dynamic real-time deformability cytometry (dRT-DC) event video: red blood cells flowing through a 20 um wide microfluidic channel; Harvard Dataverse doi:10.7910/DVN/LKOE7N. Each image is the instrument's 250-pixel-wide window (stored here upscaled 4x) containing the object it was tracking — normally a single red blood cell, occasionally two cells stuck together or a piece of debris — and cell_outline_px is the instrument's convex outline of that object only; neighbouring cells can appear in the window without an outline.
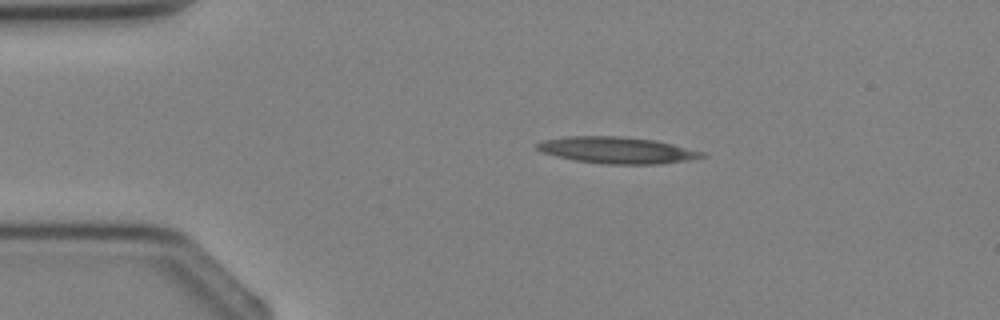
{"species": "Egyptian fruit bat (a non-hibernating species)", "species_latin": "Rousettus aegyptiacus", "temperature_condition": "cold", "stored_images_in_passage": 2, "camera_frame_rate_fps": 3000, "um_per_image_px": 0.085, "animal": {"sex": "female"}, "frame": {"image": 1, "passage_image": 1, "time_ms": 0.0, "image_size_px": [1000, 320], "cell_outline_px": [[708, 156], [688, 160], [660, 164], [604, 164], [576, 160], [556, 156], [544, 152], [536, 148], [536, 144], [544, 140], [564, 136], [616, 136], [656, 140], [704, 152]], "centroid_in_image_um": [52.47, 12.76], "position_along_channel_um": 32.5, "area_um2": 25.37}}